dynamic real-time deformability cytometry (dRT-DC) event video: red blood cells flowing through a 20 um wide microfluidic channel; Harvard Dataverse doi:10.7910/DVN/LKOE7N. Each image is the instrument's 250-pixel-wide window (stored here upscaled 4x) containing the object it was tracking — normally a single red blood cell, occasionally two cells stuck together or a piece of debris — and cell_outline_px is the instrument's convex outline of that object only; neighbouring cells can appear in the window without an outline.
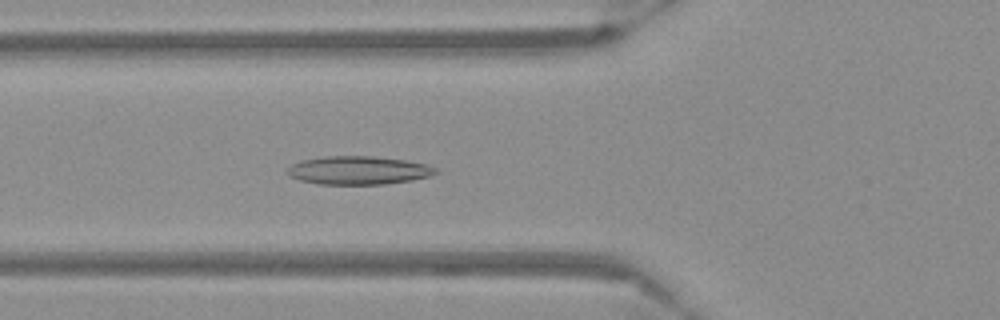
{"species": "Egyptian fruit bat (a non-hibernating species)", "species_latin": "Rousettus aegyptiacus", "temperature_condition": "warm", "stored_images_in_passage": 40, "camera_frame_rate_fps": 3000, "um_per_image_px": 0.085, "frame": {"image": 1, "passage_image": 13, "time_ms": 4.0, "image_size_px": [1000, 320], "cell_outline_px": [[440, 172], [432, 176], [412, 180], [384, 184], [320, 184], [300, 180], [288, 176], [288, 168], [292, 164], [304, 160], [324, 156], [372, 156], [404, 160], [428, 164], [436, 168]], "centroid_in_image_um": [30.52, 14.48], "position_along_channel_um": 95.3, "area_um2": 24.51}}
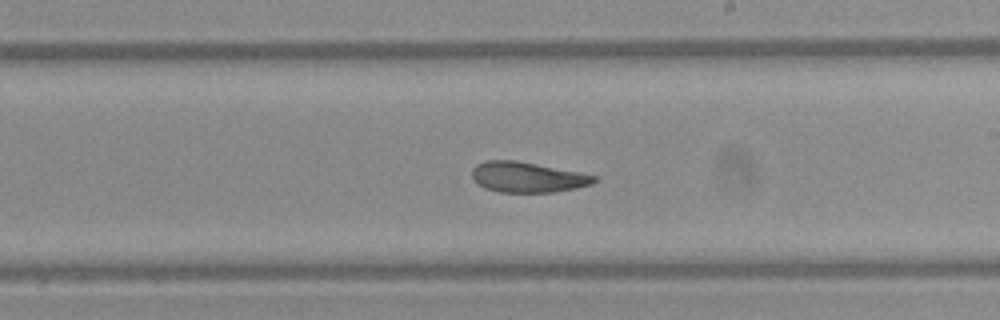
{"frame": {"image": 2, "passage_image": 25, "time_ms": 8.0, "image_size_px": [1000, 320], "cell_outline_px": [[596, 180], [592, 184], [576, 188], [552, 192], [500, 192], [484, 188], [476, 184], [472, 176], [472, 168], [476, 164], [484, 160], [516, 160], [580, 172], [596, 176]], "centroid_in_image_um": [44.79, 15.05], "position_along_channel_um": 244.2, "area_um2": 21.73}}
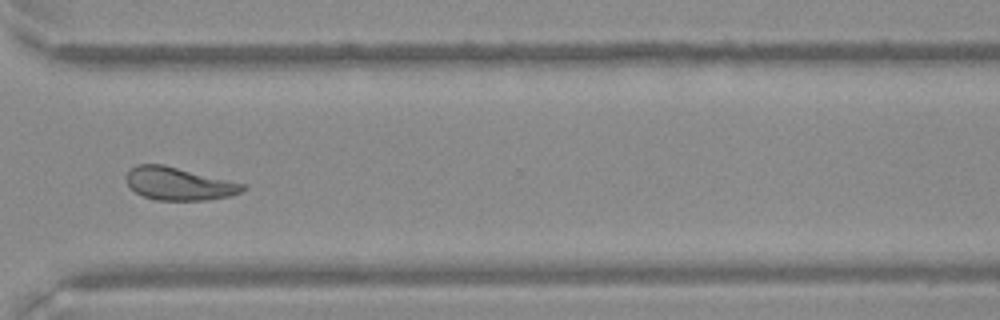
{"frame": {"image": 3, "passage_image": 34, "time_ms": 11.0, "image_size_px": [1000, 320], "cell_outline_px": [[248, 188], [240, 192], [228, 196], [208, 200], [156, 200], [144, 196], [136, 192], [124, 180], [124, 176], [136, 164], [164, 164], [248, 184]], "centroid_in_image_um": [15.23, 15.6], "position_along_channel_um": 355.4, "area_um2": 22.54}}